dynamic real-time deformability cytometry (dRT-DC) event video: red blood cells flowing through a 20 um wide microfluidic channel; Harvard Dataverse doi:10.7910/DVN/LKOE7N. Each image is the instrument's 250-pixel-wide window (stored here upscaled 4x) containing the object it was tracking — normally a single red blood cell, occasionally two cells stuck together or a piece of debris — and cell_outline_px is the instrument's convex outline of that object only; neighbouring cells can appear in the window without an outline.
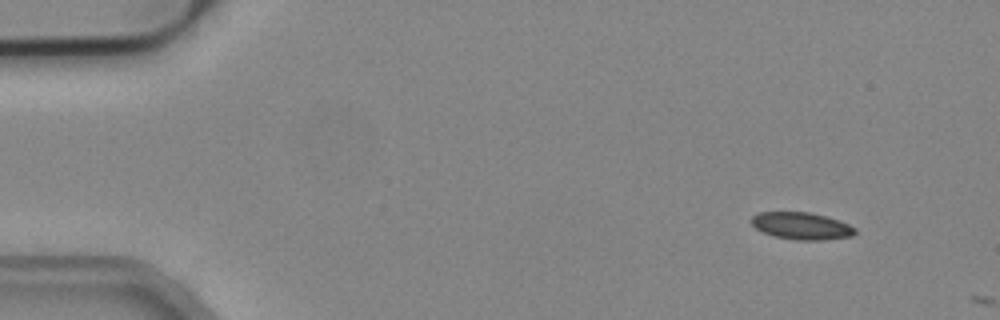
{"species": "common noctule bat (a hibernating species)", "species_latin": "Nyctalus noctula", "temperature_condition": "cold", "stored_images_in_passage": 2, "camera_frame_rate_fps": 3000, "um_per_image_px": 0.085, "animal": {"sex": "male", "body_mass_g": 19.2, "forearm_length_mm": 51.8}, "frame": {"image": 1, "passage_image": 1, "time_ms": 0.0, "image_size_px": [1000, 320], "cell_outline_px": [[856, 232], [852, 236], [824, 240], [796, 240], [776, 236], [764, 232], [756, 228], [748, 220], [756, 212], [808, 212], [840, 220], [856, 228]], "centroid_in_image_um": [68.12, 19.19], "position_along_channel_um": 16.9, "area_um2": 16.42}}